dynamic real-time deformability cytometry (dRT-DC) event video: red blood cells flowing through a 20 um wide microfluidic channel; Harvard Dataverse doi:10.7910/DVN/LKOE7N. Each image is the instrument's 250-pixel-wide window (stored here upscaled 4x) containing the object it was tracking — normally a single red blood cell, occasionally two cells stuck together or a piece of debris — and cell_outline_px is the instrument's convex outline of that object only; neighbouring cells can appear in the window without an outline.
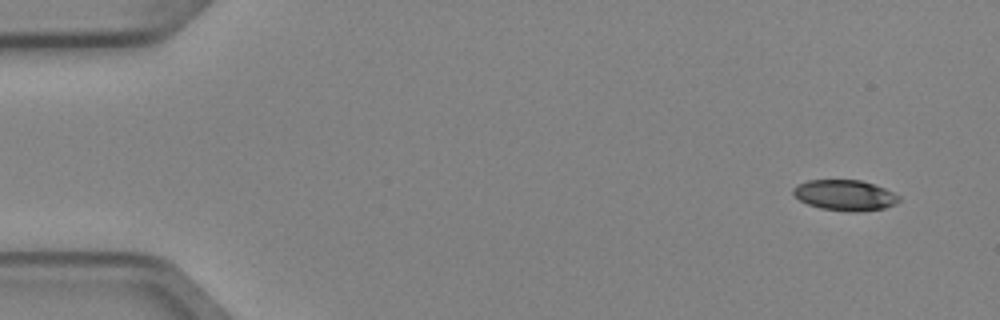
{"species": "Egyptian fruit bat (a non-hibernating species)", "species_latin": "Rousettus aegyptiacus", "temperature_condition": "cold", "stored_images_in_passage": 5, "camera_frame_rate_fps": 3000, "um_per_image_px": 0.085, "animal": {"sex": "female"}, "frame": {"image": 1, "passage_image": 1, "time_ms": 0.0, "image_size_px": [1000, 320], "cell_outline_px": [[900, 200], [896, 204], [884, 208], [860, 212], [852, 212], [820, 208], [808, 204], [800, 200], [792, 192], [792, 188], [796, 184], [808, 180], [860, 180], [884, 188], [900, 196]], "centroid_in_image_um": [71.81, 16.6], "position_along_channel_um": 13.2, "area_um2": 18.9}}
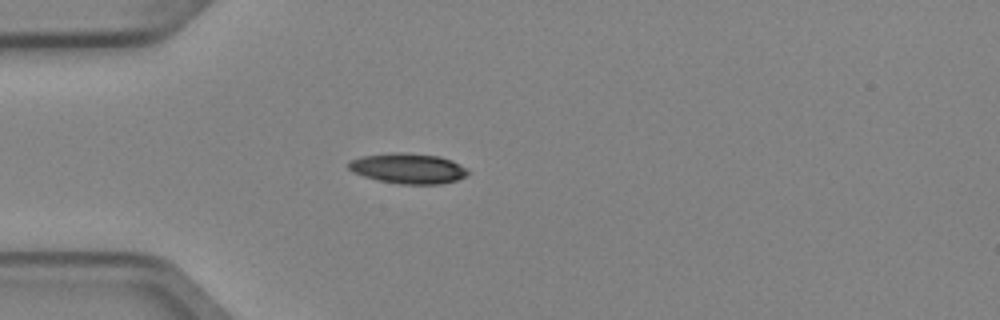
{"frame": {"image": 2, "passage_image": 4, "time_ms": 1.0, "image_size_px": [1000, 320], "cell_outline_px": [[468, 172], [464, 176], [456, 180], [440, 184], [400, 184], [380, 180], [364, 176], [352, 172], [348, 168], [348, 164], [352, 160], [360, 156], [392, 152], [404, 152], [440, 156], [452, 160], [468, 168]], "centroid_in_image_um": [34.69, 14.3], "position_along_channel_um": 50.3, "area_um2": 21.1}}